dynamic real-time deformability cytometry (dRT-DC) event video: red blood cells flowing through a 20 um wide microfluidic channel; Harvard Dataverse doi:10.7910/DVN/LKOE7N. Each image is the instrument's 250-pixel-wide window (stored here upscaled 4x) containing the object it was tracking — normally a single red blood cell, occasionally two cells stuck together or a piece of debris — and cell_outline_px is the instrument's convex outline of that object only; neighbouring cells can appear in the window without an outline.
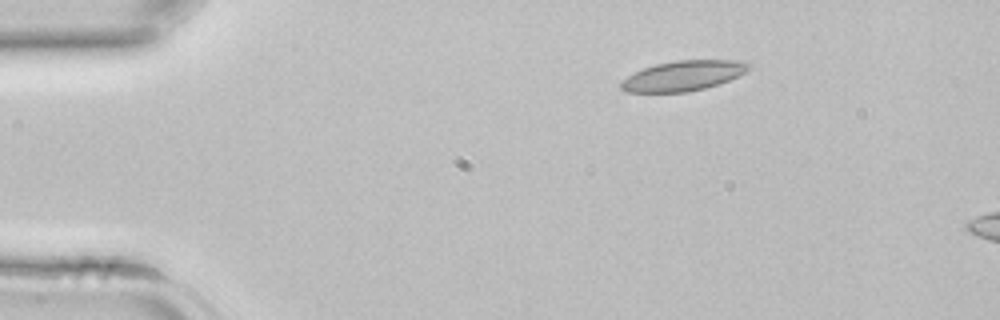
{"species": "common noctule bat (a hibernating species)", "species_latin": "Nyctalus noctula", "temperature_condition": "room temperature", "stored_images_in_passage": 5, "camera_frame_rate_fps": 3000, "um_per_image_px": 0.085, "animal": {"sex": "female", "body_mass_g": 22.7, "forearm_length_mm": 54.2}, "frame": {"image": 1, "passage_image": 1, "time_ms": 0.0, "image_size_px": [1000, 320], "cell_outline_px": [[732, 76], [712, 84], [696, 88], [672, 92], [644, 92], [652, 68], [668, 64], [724, 64]], "centroid_in_image_um": [58.22, 6.54], "position_along_channel_um": 26.8, "area_um2": 13.53}}